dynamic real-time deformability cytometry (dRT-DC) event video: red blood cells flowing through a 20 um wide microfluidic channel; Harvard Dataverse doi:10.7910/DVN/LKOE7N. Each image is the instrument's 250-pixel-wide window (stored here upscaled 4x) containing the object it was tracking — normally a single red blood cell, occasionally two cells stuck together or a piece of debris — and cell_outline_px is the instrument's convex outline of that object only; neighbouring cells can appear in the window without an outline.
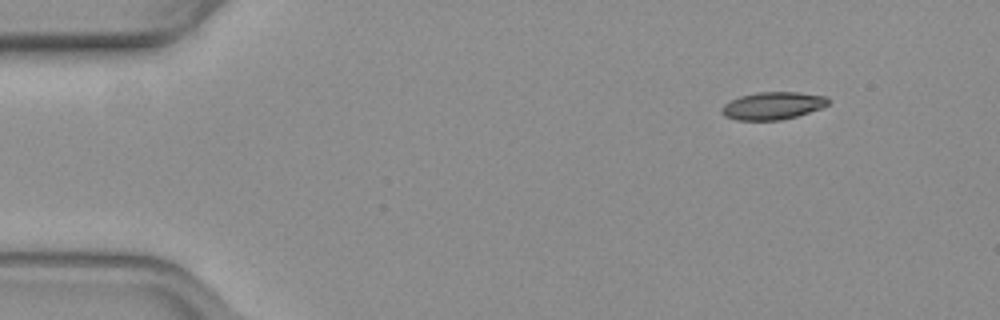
{"species": "common noctule bat (a hibernating species)", "species_latin": "Nyctalus noctula", "temperature_condition": "warm", "stored_images_in_passage": 50, "camera_frame_rate_fps": 3000, "um_per_image_px": 0.085, "animal": {"sex": "female", "body_mass_g": 19.3, "forearm_length_mm": 54.1}, "frame": {"image": 1, "passage_image": 1, "time_ms": 0.0, "image_size_px": [1000, 320], "cell_outline_px": [[828, 104], [820, 108], [796, 116], [780, 120], [736, 120], [724, 116], [720, 112], [720, 108], [724, 104], [740, 96], [756, 92], [796, 92], [824, 96], [828, 100]], "centroid_in_image_um": [65.61, 8.99], "position_along_channel_um": 19.4, "area_um2": 16.94}}
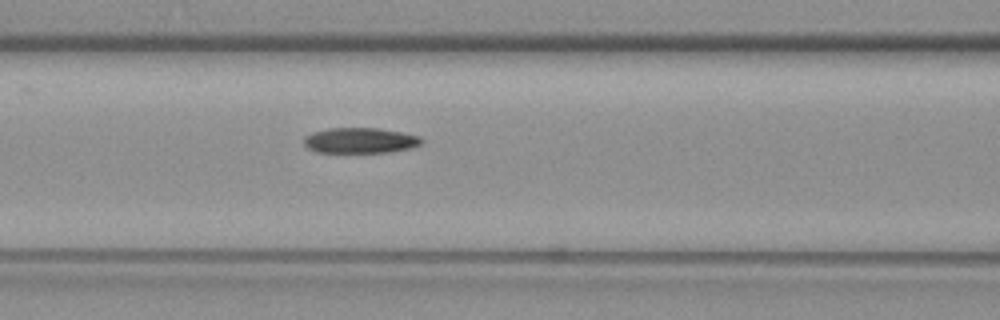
{"frame": {"image": 2, "passage_image": 18, "time_ms": 5.667, "image_size_px": [1000, 320], "cell_outline_px": [[424, 140], [420, 144], [408, 148], [392, 152], [316, 152], [308, 148], [304, 144], [304, 136], [312, 132], [328, 128], [376, 128], [400, 132], [420, 136]], "centroid_in_image_um": [30.58, 11.93], "position_along_channel_um": 136.0, "area_um2": 17.4}}
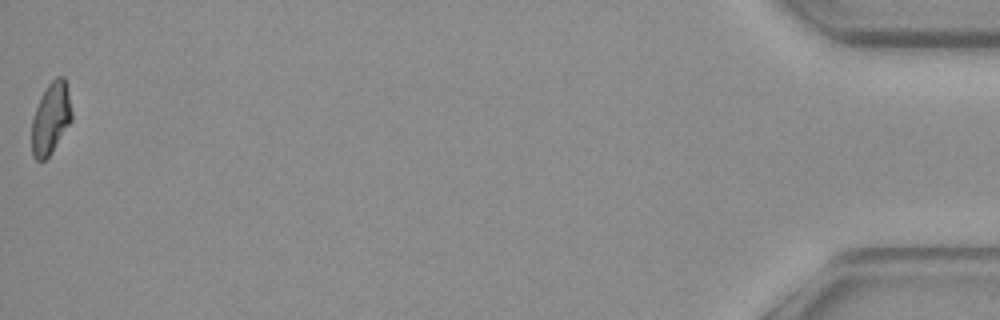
{"frame": {"image": 3, "passage_image": 50, "time_ms": 16.333, "image_size_px": [1000, 320], "cell_outline_px": [[72, 120], [52, 152], [44, 160], [36, 160], [32, 156], [32, 120], [40, 96], [48, 84], [56, 76], [64, 76], [68, 92], [72, 112]], "centroid_in_image_um": [4.32, 10.05], "position_along_channel_um": 430.9, "area_um2": 16.65}, "authors_computed_cell_mechanics": {"area_um2": 17.7157, "velocity_mm_per_s": 3.7395, "shape_relaxation_time_tau1_ms": null, "shape_relaxation_time_tau2_ms": 7.1884, "deformation_change_tau1": null, "deformation_change_tau2": 0.1558}}